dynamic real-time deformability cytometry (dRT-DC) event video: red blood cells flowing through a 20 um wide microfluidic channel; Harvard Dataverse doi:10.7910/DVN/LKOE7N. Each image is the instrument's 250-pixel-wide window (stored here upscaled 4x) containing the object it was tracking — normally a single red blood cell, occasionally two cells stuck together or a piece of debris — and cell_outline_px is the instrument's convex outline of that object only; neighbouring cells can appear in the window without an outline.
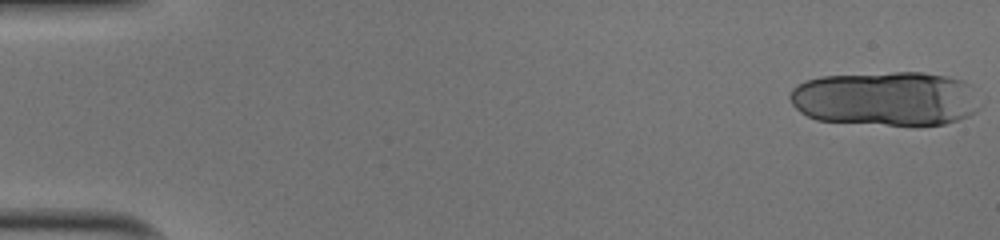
{"species": "human", "species_latin": "Homo sapiens", "temperature_condition": "cold", "stored_images_in_passage": 16, "camera_frame_rate_fps": 3000, "um_per_image_px": 0.085, "donor": {"sex": "male"}, "frame": {"image": 1, "passage_image": 1, "time_ms": 0.0, "image_size_px": [1000, 240], "cell_outline_px": [[980, 108], [976, 112], [968, 116], [944, 124], [888, 124], [816, 120], [800, 112], [792, 104], [788, 96], [792, 88], [796, 84], [804, 80], [820, 76], [892, 72], [924, 72], [948, 76], [964, 80], [972, 84]], "centroid_in_image_um": [75.29, 8.35], "position_along_channel_um": 9.7, "area_um2": 60.57}}